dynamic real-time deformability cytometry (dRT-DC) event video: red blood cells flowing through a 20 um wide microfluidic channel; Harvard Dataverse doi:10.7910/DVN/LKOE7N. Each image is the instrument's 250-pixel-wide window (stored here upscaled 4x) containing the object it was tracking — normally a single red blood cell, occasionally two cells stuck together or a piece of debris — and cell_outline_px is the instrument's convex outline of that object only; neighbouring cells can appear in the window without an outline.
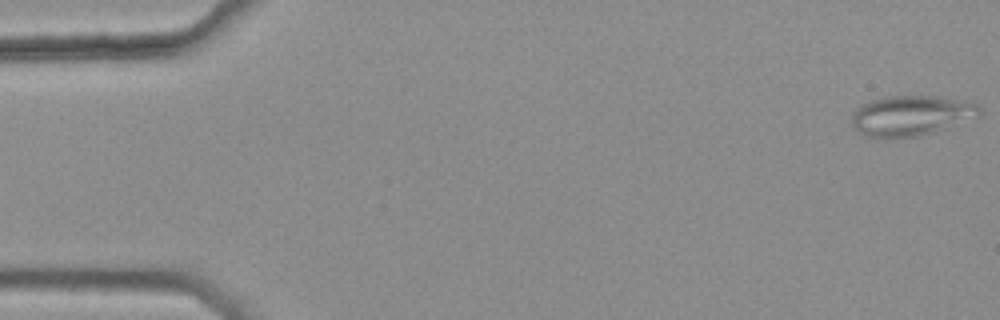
{"species": "common noctule bat (a hibernating species)", "species_latin": "Nyctalus noctula", "temperature_condition": "warm", "stored_images_in_passage": 5, "camera_frame_rate_fps": 3000, "um_per_image_px": 0.085, "animal": {"sex": "female", "body_mass_g": 25.1}, "frame": {"image": 1, "passage_image": 1, "time_ms": 0.0, "image_size_px": [1000, 320], "cell_outline_px": [[980, 116], [936, 132], [920, 136], [896, 140], [880, 140], [864, 136], [852, 124], [852, 116], [856, 108], [860, 104], [884, 96], [940, 96], [968, 100], [980, 104]], "centroid_in_image_um": [77.46, 9.85], "position_along_channel_um": 7.5, "area_um2": 31.1}}